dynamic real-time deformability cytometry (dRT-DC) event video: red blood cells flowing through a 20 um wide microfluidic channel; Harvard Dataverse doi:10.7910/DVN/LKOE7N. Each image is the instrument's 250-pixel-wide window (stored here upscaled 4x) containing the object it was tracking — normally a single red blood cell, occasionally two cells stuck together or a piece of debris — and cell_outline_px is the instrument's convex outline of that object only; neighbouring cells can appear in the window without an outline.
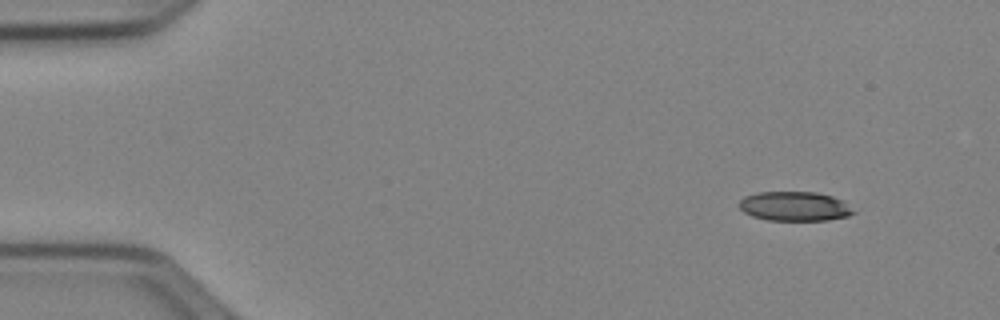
{"species": "Egyptian fruit bat (a non-hibernating species)", "species_latin": "Rousettus aegyptiacus", "temperature_condition": "cold", "stored_images_in_passage": 48, "camera_frame_rate_fps": 3000, "um_per_image_px": 0.085, "animal": {"sex": "female"}, "frame": {"image": 1, "passage_image": 1, "time_ms": 0.0, "image_size_px": [1000, 320], "cell_outline_px": [[856, 212], [848, 216], [828, 220], [768, 220], [752, 216], [744, 212], [740, 208], [740, 200], [744, 196], [756, 192], [816, 192], [832, 196], [844, 200]], "centroid_in_image_um": [67.56, 17.53], "position_along_channel_um": 17.4, "area_um2": 19.65}}
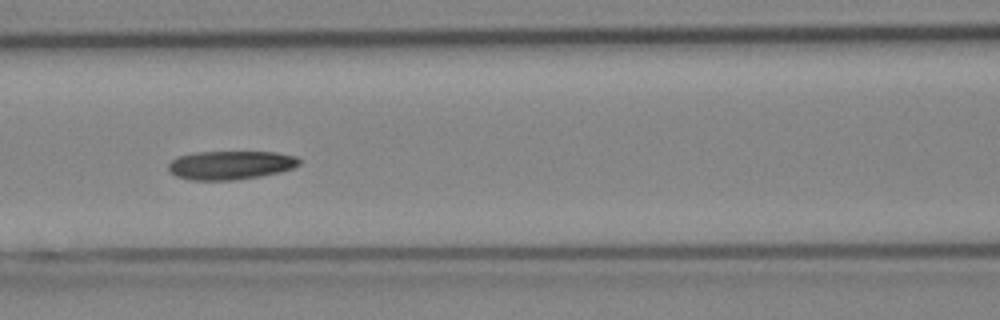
{"frame": {"image": 2, "passage_image": 19, "time_ms": 6.0, "image_size_px": [1000, 320], "cell_outline_px": [[300, 164], [292, 168], [280, 172], [260, 176], [232, 180], [188, 180], [176, 176], [168, 172], [168, 164], [176, 156], [196, 152], [276, 152], [296, 156], [300, 160]], "centroid_in_image_um": [19.55, 14.03], "position_along_channel_um": 147.0, "area_um2": 22.02}}
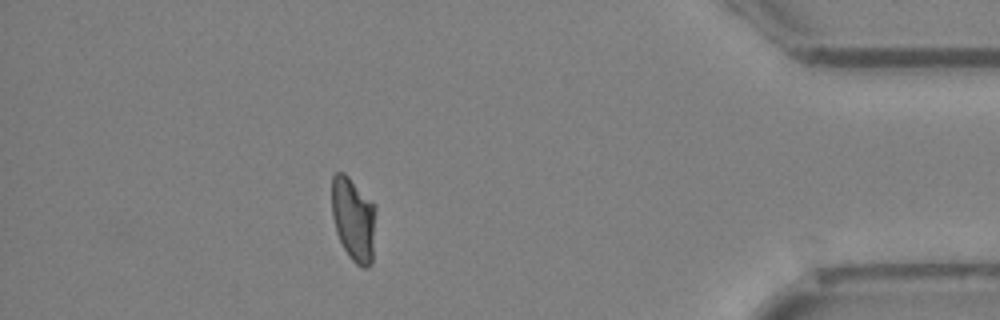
{"frame": {"image": 3, "passage_image": 42, "time_ms": 13.667, "image_size_px": [1000, 320], "cell_outline_px": [[376, 208], [372, 264], [368, 268], [360, 268], [348, 256], [336, 232], [332, 216], [332, 176], [336, 172], [344, 172], [376, 204]], "centroid_in_image_um": [30.06, 18.64], "position_along_channel_um": 405.1, "area_um2": 21.91}, "authors_computed_cell_mechanics": {"area_um2": 21.6172, "velocity_mm_per_s": 3.9499, "shape_relaxation_time_tau1_ms": null, "shape_relaxation_time_tau2_ms": 3.7093, "deformation_change_tau1": null, "deformation_change_tau2": 0.1122}}